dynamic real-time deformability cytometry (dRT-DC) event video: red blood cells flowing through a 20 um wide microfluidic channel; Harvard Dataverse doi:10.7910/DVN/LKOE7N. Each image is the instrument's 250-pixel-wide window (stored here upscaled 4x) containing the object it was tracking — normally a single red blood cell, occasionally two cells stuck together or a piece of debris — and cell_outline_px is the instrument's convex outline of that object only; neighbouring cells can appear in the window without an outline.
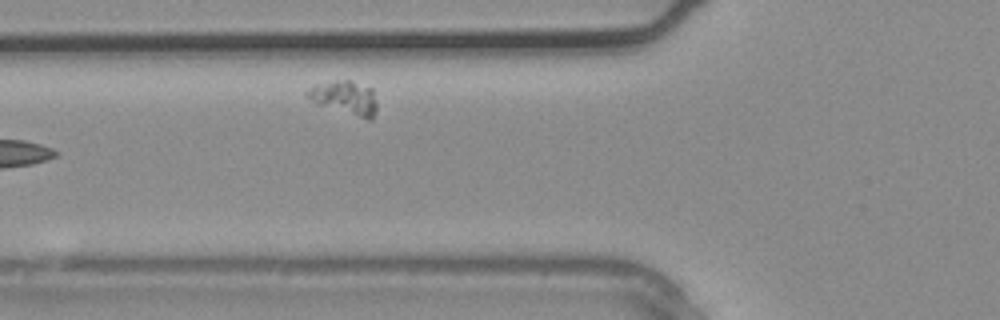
{"species": "common noctule bat (a hibernating species)", "species_latin": "Nyctalus noctula", "temperature_condition": "warm", "stored_images_in_passage": 4, "camera_frame_rate_fps": 3000, "um_per_image_px": 0.085, "animal": {"sex": "male", "body_mass_g": 20.4}, "frame": {"image": 1, "passage_image": 4, "time_ms": 1.0, "image_size_px": [1000, 320], "cell_outline_px": [[376, 112], [372, 120], [368, 120], [320, 104], [304, 96], [304, 92], [316, 84], [336, 80], [348, 80], [372, 88], [376, 100]], "centroid_in_image_um": [29.33, 8.3], "position_along_channel_um": 96.5, "area_um2": 13.53}}